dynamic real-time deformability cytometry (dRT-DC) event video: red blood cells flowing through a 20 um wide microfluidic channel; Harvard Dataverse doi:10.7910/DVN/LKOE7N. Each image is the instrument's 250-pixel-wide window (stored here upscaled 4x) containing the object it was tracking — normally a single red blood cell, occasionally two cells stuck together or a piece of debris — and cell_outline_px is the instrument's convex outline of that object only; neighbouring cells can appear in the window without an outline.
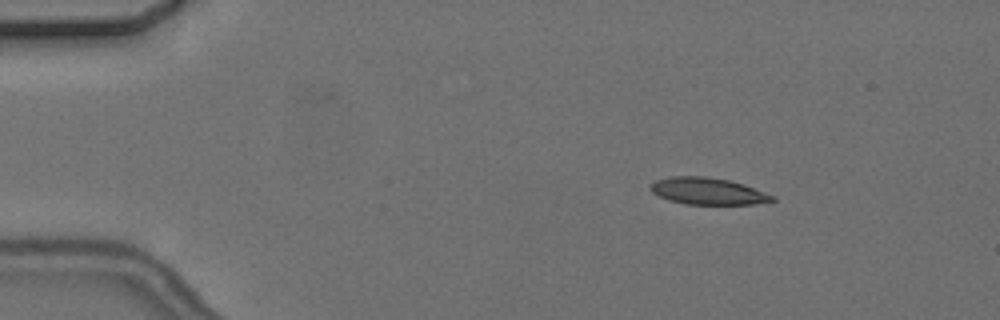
{"species": "common noctule bat (a hibernating species)", "species_latin": "Nyctalus noctula", "temperature_condition": "cold", "stored_images_in_passage": 4, "camera_frame_rate_fps": 3000, "um_per_image_px": 0.085, "animal": {"sex": "female", "body_mass_g": 24.6, "forearm_length_mm": 56.2}, "frame": {"image": 1, "passage_image": 2, "time_ms": 1.0, "image_size_px": [1000, 320], "cell_outline_px": [[776, 200], [756, 204], [684, 204], [668, 200], [652, 192], [648, 188], [656, 180], [668, 176], [704, 176], [728, 180], [744, 184], [776, 196]], "centroid_in_image_um": [60.17, 16.25], "position_along_channel_um": 24.8, "area_um2": 19.13}}